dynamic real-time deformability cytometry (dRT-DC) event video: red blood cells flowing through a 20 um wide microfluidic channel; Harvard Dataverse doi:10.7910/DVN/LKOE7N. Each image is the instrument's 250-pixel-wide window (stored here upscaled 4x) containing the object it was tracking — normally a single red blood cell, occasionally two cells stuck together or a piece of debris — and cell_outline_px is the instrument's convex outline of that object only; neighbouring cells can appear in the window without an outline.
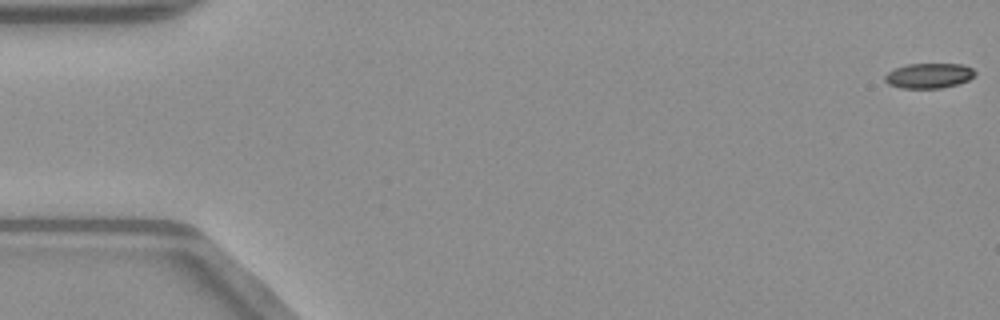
{"species": "common noctule bat (a hibernating species)", "species_latin": "Nyctalus noctula", "temperature_condition": "warm", "stored_images_in_passage": 52, "camera_frame_rate_fps": 3000, "um_per_image_px": 0.085, "animal": {"sex": "male", "body_mass_g": 23.1, "forearm_length_mm": 52.7}, "frame": {"image": 1, "passage_image": 1, "time_ms": 0.0, "image_size_px": [1000, 320], "cell_outline_px": [[976, 76], [968, 80], [956, 84], [940, 88], [900, 88], [888, 84], [884, 80], [884, 76], [888, 72], [896, 68], [908, 64], [960, 64], [972, 68], [976, 72]], "centroid_in_image_um": [78.95, 6.43], "position_along_channel_um": 6.0, "area_um2": 13.12}}
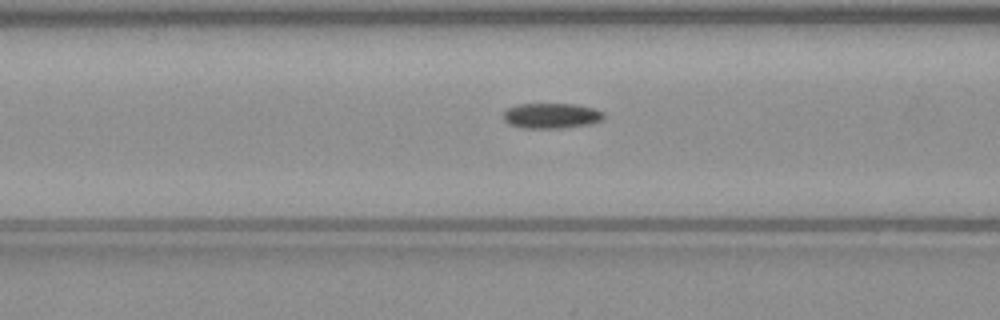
{"frame": {"image": 2, "passage_image": 21, "time_ms": 6.667, "image_size_px": [1000, 320], "cell_outline_px": [[604, 120], [592, 124], [560, 128], [524, 128], [508, 124], [504, 120], [504, 112], [508, 108], [520, 104], [576, 104], [596, 108], [604, 112]], "centroid_in_image_um": [46.93, 9.84], "position_along_channel_um": 119.7, "area_um2": 14.97}}
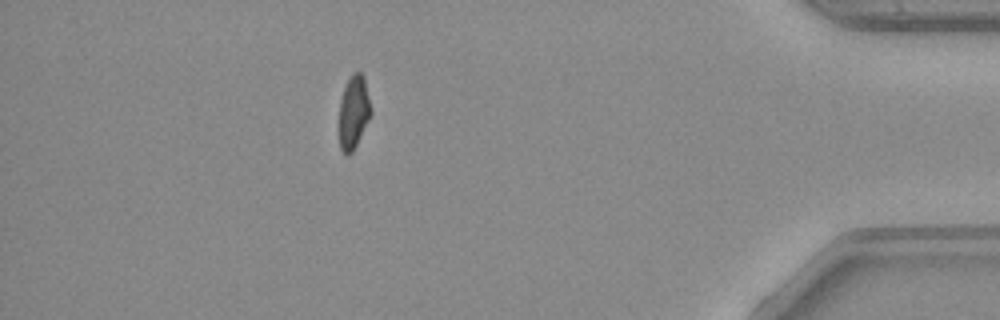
{"frame": {"image": 3, "passage_image": 46, "time_ms": 15.0, "image_size_px": [1000, 320], "cell_outline_px": [[372, 116], [352, 152], [348, 156], [344, 156], [340, 148], [340, 100], [344, 88], [352, 72], [360, 72], [364, 76], [372, 112]], "centroid_in_image_um": [30.08, 9.55], "position_along_channel_um": 405.1, "area_um2": 13.64}}